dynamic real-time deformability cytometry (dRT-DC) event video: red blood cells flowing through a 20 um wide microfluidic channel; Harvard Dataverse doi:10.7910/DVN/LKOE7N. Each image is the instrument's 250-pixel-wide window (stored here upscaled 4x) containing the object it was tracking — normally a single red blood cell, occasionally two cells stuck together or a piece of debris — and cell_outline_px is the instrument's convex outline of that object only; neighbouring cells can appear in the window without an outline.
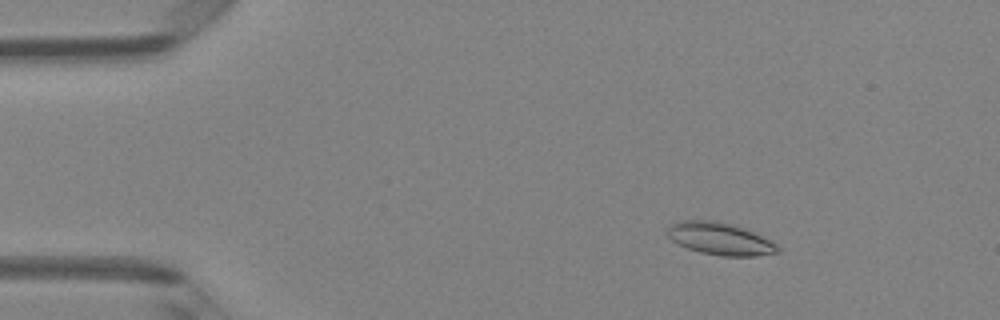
{"species": "Egyptian fruit bat (a non-hibernating species)", "species_latin": "Rousettus aegyptiacus", "temperature_condition": "room temperature", "stored_images_in_passage": 50, "camera_frame_rate_fps": 3000, "um_per_image_px": 0.085, "animal": {"sex": "female"}, "frame": {"image": 1, "passage_image": 8, "time_ms": 2.333, "image_size_px": [1000, 320], "cell_outline_px": [[780, 252], [756, 256], [720, 256], [700, 252], [688, 248], [672, 240], [668, 236], [668, 224], [680, 220], [716, 220], [732, 224], [744, 228], [772, 240], [780, 248]], "centroid_in_image_um": [61.22, 20.28], "position_along_channel_um": 23.8, "area_um2": 20.92}}
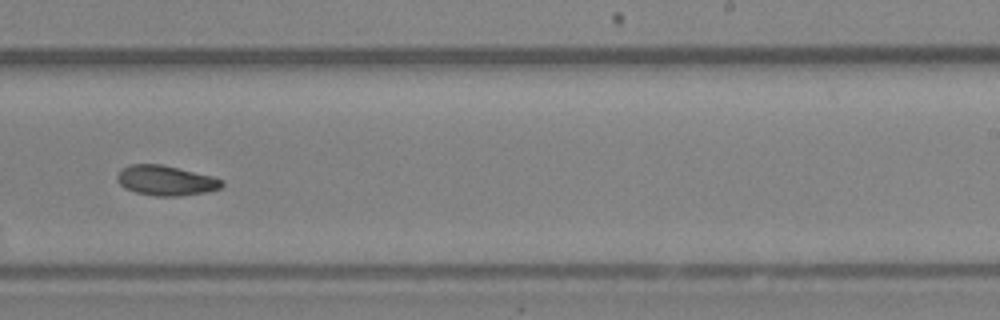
{"frame": {"image": 2, "passage_image": 32, "time_ms": 10.333, "image_size_px": [1000, 320], "cell_outline_px": [[224, 184], [220, 188], [204, 192], [180, 196], [156, 196], [136, 192], [124, 188], [116, 180], [116, 176], [120, 168], [132, 164], [160, 164], [212, 176], [224, 180]], "centroid_in_image_um": [14.06, 15.34], "position_along_channel_um": 274.9, "area_um2": 18.26}}
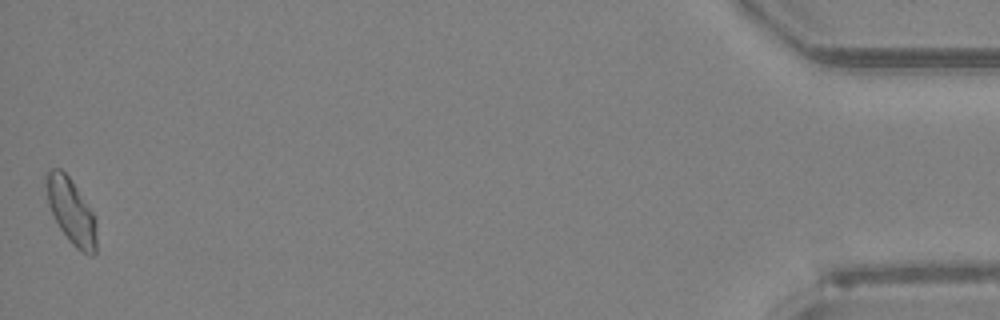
{"frame": {"image": 3, "passage_image": 50, "time_ms": 16.333, "image_size_px": [1000, 320], "cell_outline_px": [[96, 252], [92, 256], [76, 248], [72, 244], [60, 228], [48, 204], [44, 184], [44, 172], [52, 168], [60, 168], [68, 176], [92, 212], [96, 220]], "centroid_in_image_um": [6.01, 17.92], "position_along_channel_um": 429.2, "area_um2": 19.02}, "authors_computed_cell_mechanics": {"area_um2": 18.6116, "velocity_mm_per_s": 4.1156, "shape_relaxation_time_tau1_ms": 7.3587, "shape_relaxation_time_tau2_ms": null, "deformation_change_tau1": 0.1762, "deformation_change_tau2": null}}